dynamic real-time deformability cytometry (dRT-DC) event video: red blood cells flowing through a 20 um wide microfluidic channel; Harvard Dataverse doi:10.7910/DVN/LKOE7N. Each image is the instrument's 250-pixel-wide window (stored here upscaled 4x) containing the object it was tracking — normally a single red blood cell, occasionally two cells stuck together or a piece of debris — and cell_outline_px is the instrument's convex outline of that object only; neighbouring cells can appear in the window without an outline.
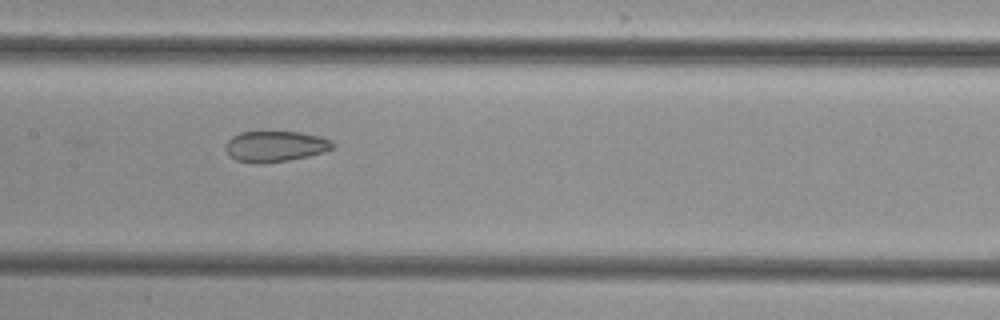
{"species": "common noctule bat (a hibernating species)", "species_latin": "Nyctalus noctula", "temperature_condition": "cold", "stored_images_in_passage": 9, "camera_frame_rate_fps": 3000, "um_per_image_px": 0.085, "animal": {"sex": "female", "body_mass_g": 29.2, "forearm_length_mm": 56.3}, "frame": {"image": 1, "passage_image": 8, "time_ms": 9.0, "image_size_px": [1000, 320], "cell_outline_px": [[332, 148], [324, 152], [308, 156], [288, 160], [236, 160], [228, 152], [228, 140], [232, 136], [240, 132], [300, 132], [320, 136], [332, 140]], "centroid_in_image_um": [23.48, 12.38], "position_along_channel_um": 183.9, "area_um2": 18.15}}
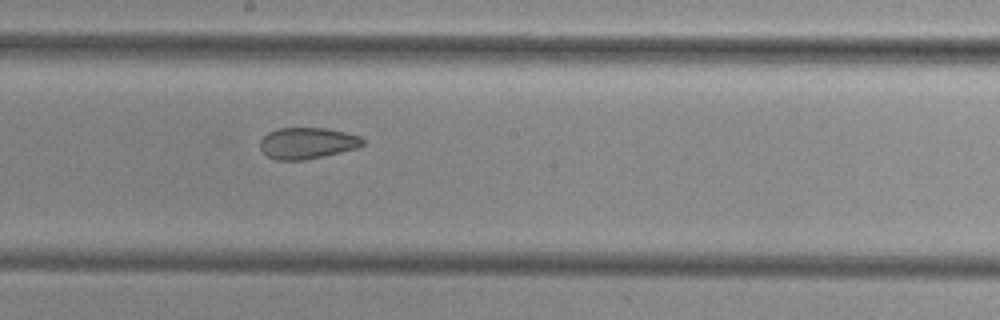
{"frame": {"image": 2, "passage_image": 9, "time_ms": 10.0, "image_size_px": [1000, 320], "cell_outline_px": [[364, 144], [360, 148], [304, 160], [276, 160], [268, 156], [260, 148], [260, 140], [268, 132], [276, 128], [328, 128], [360, 136], [364, 140]], "centroid_in_image_um": [26.13, 12.16], "position_along_channel_um": 222.1, "area_um2": 18.84}}